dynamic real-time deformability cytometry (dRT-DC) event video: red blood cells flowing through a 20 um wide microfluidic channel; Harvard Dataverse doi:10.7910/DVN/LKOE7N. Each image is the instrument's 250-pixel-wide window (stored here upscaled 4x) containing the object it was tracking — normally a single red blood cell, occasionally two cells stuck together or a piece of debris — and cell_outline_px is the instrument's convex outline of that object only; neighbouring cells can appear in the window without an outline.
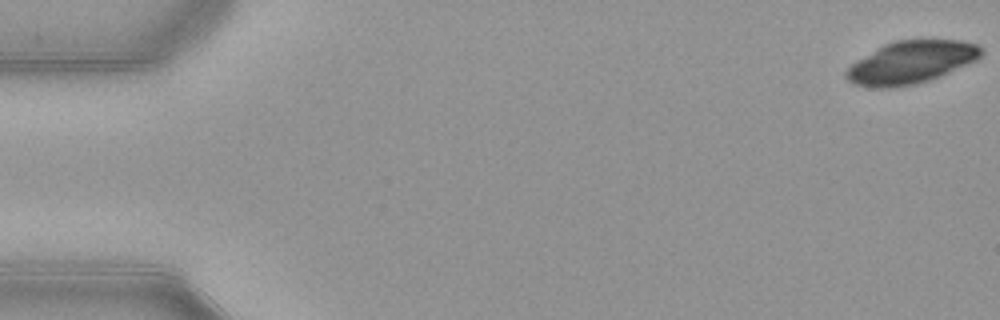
{"species": "common noctule bat (a hibernating species)", "species_latin": "Nyctalus noctula", "temperature_condition": "warm", "stored_images_in_passage": 53, "camera_frame_rate_fps": 3000, "um_per_image_px": 0.085, "animal": {"sex": "female", "body_mass_g": 21.9}, "frame": {"image": 1, "passage_image": 1, "time_ms": 0.0, "image_size_px": [1000, 320], "cell_outline_px": [[980, 56], [976, 60], [940, 76], [916, 84], [892, 88], [872, 88], [852, 84], [844, 76], [844, 72], [852, 64], [884, 44], [896, 40], [960, 40], [976, 44], [980, 48]], "centroid_in_image_um": [77.39, 5.32], "position_along_channel_um": 7.6, "area_um2": 33.18}}